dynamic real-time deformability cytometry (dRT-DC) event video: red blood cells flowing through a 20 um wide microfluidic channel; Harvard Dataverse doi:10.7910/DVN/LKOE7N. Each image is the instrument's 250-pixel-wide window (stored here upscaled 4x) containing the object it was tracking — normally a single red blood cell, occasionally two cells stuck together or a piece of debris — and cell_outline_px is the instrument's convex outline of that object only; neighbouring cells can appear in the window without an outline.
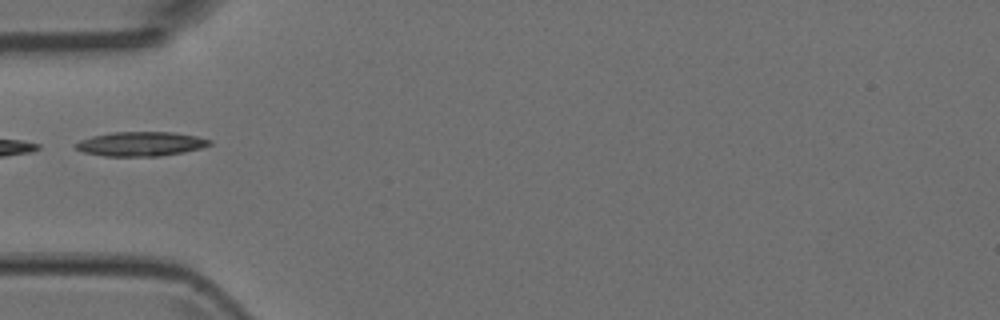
{"species": "Egyptian fruit bat (a non-hibernating species)", "species_latin": "Rousettus aegyptiacus", "temperature_condition": "room temperature", "stored_images_in_passage": 2, "camera_frame_rate_fps": 3000, "um_per_image_px": 0.085, "animal": {"sex": "female"}, "frame": {"image": 1, "passage_image": 1, "time_ms": 0.0, "image_size_px": [1000, 320], "cell_outline_px": [[212, 144], [200, 148], [184, 152], [160, 156], [104, 156], [84, 152], [76, 148], [72, 144], [80, 140], [92, 136], [112, 132], [172, 132], [196, 136], [212, 140]], "centroid_in_image_um": [11.95, 12.23], "position_along_channel_um": 73.0, "area_um2": 19.02}}